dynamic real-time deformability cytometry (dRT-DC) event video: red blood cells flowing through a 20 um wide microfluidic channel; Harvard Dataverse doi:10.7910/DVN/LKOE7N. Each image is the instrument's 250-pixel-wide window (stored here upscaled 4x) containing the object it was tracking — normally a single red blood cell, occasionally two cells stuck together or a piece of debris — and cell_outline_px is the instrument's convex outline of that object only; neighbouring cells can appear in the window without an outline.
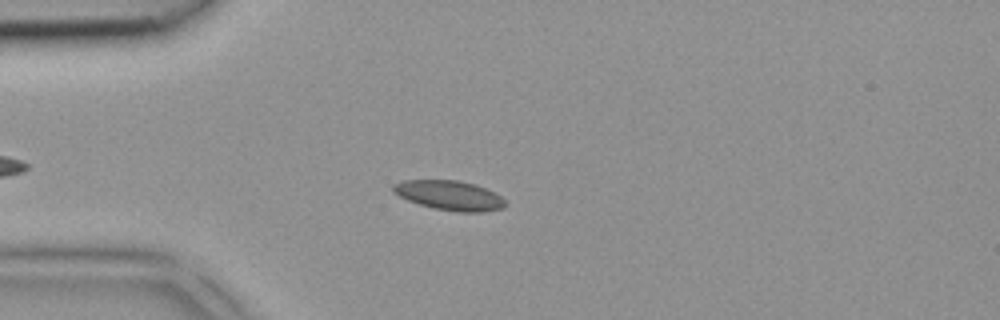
{"species": "common noctule bat (a hibernating species)", "species_latin": "Nyctalus noctula", "temperature_condition": "room temperature", "stored_images_in_passage": 2, "camera_frame_rate_fps": 3000, "um_per_image_px": 0.085, "animal": {"sex": "female", "body_mass_g": 18.4}, "frame": {"image": 1, "passage_image": 2, "time_ms": 0.333, "image_size_px": [1000, 320], "cell_outline_px": [[508, 204], [504, 208], [484, 212], [456, 212], [432, 208], [408, 200], [392, 192], [392, 184], [404, 180], [460, 180], [476, 184], [500, 196]], "centroid_in_image_um": [38.21, 16.61], "position_along_channel_um": 46.8, "area_um2": 19.48}}